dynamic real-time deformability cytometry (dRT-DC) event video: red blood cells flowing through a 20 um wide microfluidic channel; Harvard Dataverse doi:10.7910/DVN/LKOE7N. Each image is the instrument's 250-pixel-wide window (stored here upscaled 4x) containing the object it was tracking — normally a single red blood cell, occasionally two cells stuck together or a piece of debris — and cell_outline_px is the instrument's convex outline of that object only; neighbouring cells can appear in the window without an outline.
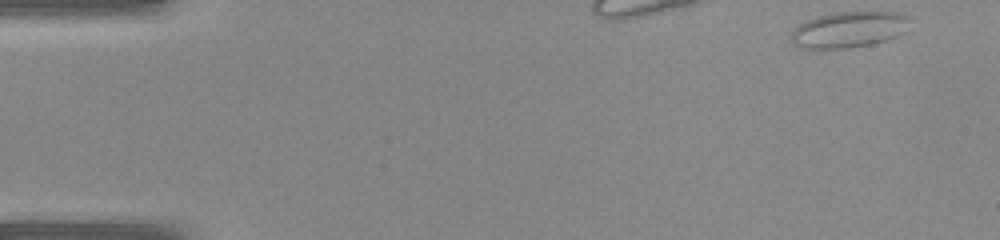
{"species": "common noctule bat (a hibernating species)", "species_latin": "Nyctalus noctula", "temperature_condition": "warm", "stored_images_in_passage": 23, "camera_frame_rate_fps": 3000, "um_per_image_px": 0.085, "animal": {"sex": "female", "body_mass_g": 22.0, "forearm_length_mm": 56.7}, "frame": {"image": 1, "passage_image": 1, "time_ms": 0.0, "image_size_px": [1000, 240], "cell_outline_px": [[912, 16], [904, 32], [888, 40], [872, 44], [844, 48], [800, 48], [792, 40], [792, 32], [800, 24], [816, 16], [836, 12], [900, 12]], "centroid_in_image_um": [72.22, 2.5], "position_along_channel_um": 12.8, "area_um2": 24.8}}